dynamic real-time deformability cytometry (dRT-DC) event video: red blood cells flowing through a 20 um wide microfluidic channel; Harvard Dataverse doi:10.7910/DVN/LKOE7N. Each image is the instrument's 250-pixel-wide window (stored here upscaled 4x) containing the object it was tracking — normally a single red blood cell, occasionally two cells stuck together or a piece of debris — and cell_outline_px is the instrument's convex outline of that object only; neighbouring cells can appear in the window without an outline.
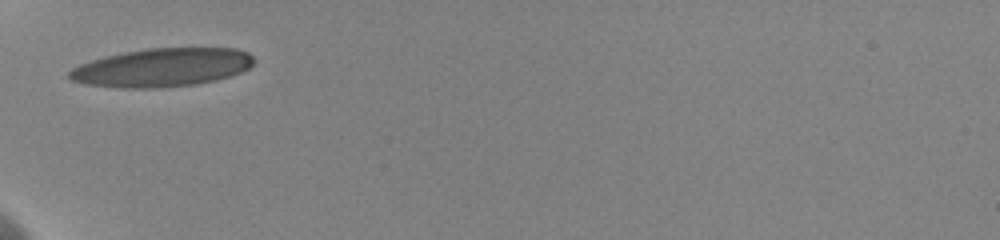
{"species": "human", "species_latin": "Homo sapiens", "temperature_condition": "cold", "stored_images_in_passage": 37, "camera_frame_rate_fps": 3000, "um_per_image_px": 0.085, "donor": {"sex": "female"}, "frame": {"image": 1, "passage_image": 1, "time_ms": 0.0, "image_size_px": [1000, 240], "cell_outline_px": [[252, 64], [248, 68], [232, 76], [216, 80], [196, 84], [160, 88], [124, 88], [84, 84], [72, 80], [68, 76], [68, 72], [72, 68], [80, 64], [92, 60], [124, 52], [148, 48], [236, 48], [248, 52], [252, 56]], "centroid_in_image_um": [13.78, 5.74], "position_along_channel_um": 71.2, "area_um2": 41.33}}
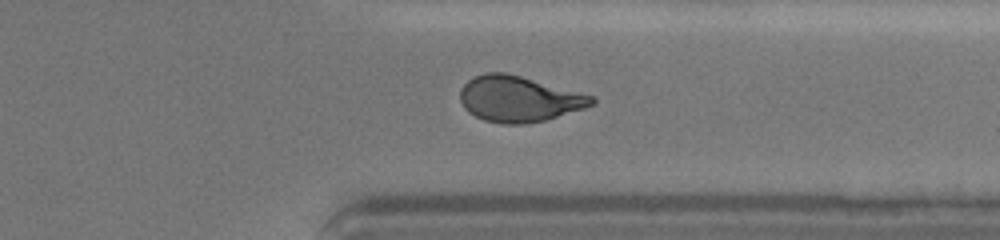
{"frame": {"image": 2, "passage_image": 33, "time_ms": 7.0, "image_size_px": [1000, 240], "cell_outline_px": [[596, 100], [592, 104], [584, 108], [544, 120], [524, 124], [504, 124], [484, 120], [468, 112], [464, 108], [460, 100], [460, 88], [468, 80], [484, 72], [508, 72], [596, 96]], "centroid_in_image_um": [44.1, 8.39], "position_along_channel_um": 367.3, "area_um2": 35.26}}